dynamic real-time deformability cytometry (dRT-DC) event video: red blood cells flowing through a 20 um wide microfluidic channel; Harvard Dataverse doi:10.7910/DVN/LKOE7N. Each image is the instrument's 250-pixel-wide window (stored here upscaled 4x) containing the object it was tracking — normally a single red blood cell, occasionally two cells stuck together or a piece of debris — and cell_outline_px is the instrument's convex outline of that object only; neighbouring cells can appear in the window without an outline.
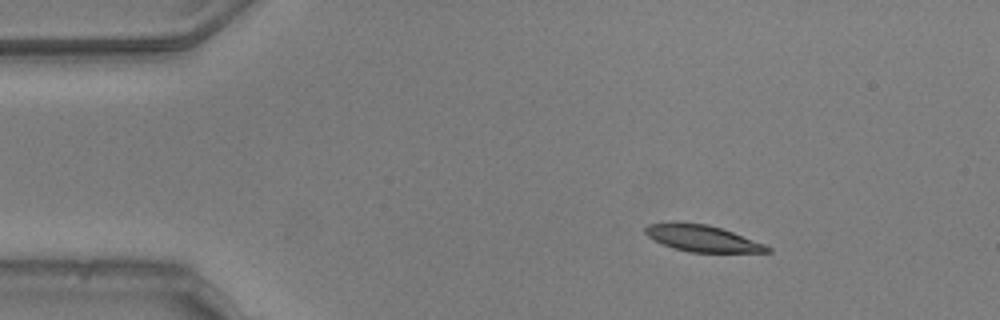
{"species": "common noctule bat (a hibernating species)", "species_latin": "Nyctalus noctula", "temperature_condition": "warm", "stored_images_in_passage": 47, "camera_frame_rate_fps": 3000, "um_per_image_px": 0.085, "animal": {"sex": "male", "body_mass_g": 20.5, "forearm_length_mm": 52.5}, "frame": {"image": 1, "passage_image": 1, "time_ms": 0.0, "image_size_px": [1000, 320], "cell_outline_px": [[772, 252], [688, 252], [672, 248], [648, 236], [644, 232], [644, 228], [648, 224], [672, 220], [676, 220], [708, 224], [732, 232], [764, 244], [772, 248]], "centroid_in_image_um": [59.63, 20.23], "position_along_channel_um": 25.4, "area_um2": 19.07}}
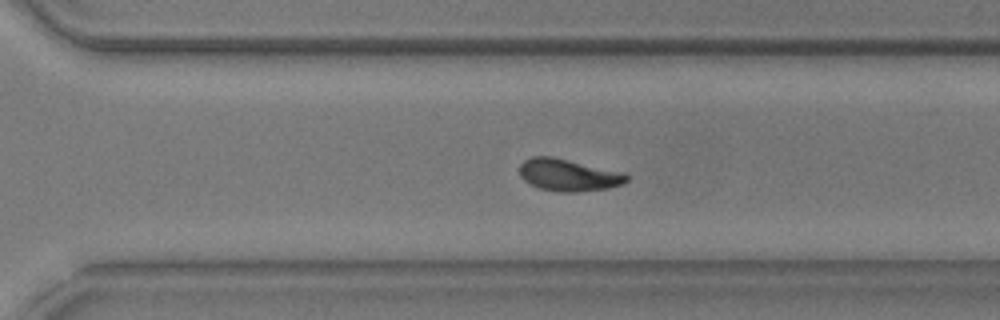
{"frame": {"image": 2, "passage_image": 30, "time_ms": 9.667, "image_size_px": [1000, 320], "cell_outline_px": [[628, 180], [620, 184], [608, 188], [576, 192], [560, 192], [540, 188], [524, 180], [520, 176], [520, 164], [524, 160], [532, 156], [552, 156], [624, 172], [628, 176]], "centroid_in_image_um": [48.31, 14.86], "position_along_channel_um": 322.3, "area_um2": 19.94}}
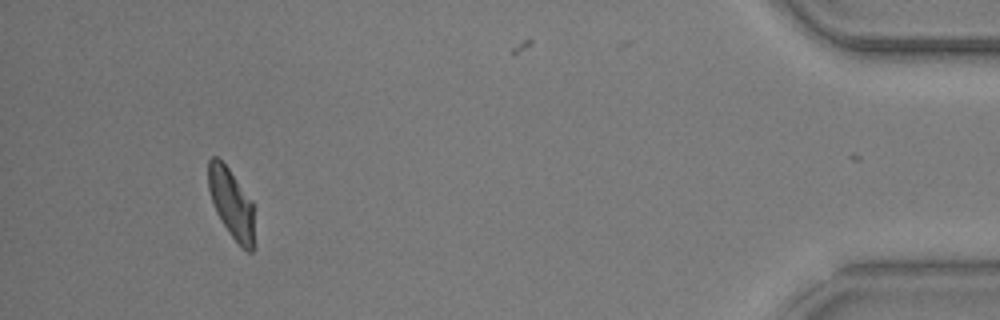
{"frame": {"image": 3, "passage_image": 43, "time_ms": 14.0, "image_size_px": [1000, 320], "cell_outline_px": [[256, 244], [252, 252], [248, 252], [228, 232], [216, 212], [208, 188], [208, 160], [212, 156], [216, 156], [228, 168], [252, 200]], "centroid_in_image_um": [19.7, 17.32], "position_along_channel_um": 415.5, "area_um2": 18.79}, "authors_computed_cell_mechanics": {"area_um2": 19.941, "velocity_mm_per_s": 3.7523, "shape_relaxation_time_tau1_ms": 3.6661, "shape_relaxation_time_tau2_ms": 1.417, "deformation_change_tau1": 0.1661, "deformation_change_tau2": 0.0695}}